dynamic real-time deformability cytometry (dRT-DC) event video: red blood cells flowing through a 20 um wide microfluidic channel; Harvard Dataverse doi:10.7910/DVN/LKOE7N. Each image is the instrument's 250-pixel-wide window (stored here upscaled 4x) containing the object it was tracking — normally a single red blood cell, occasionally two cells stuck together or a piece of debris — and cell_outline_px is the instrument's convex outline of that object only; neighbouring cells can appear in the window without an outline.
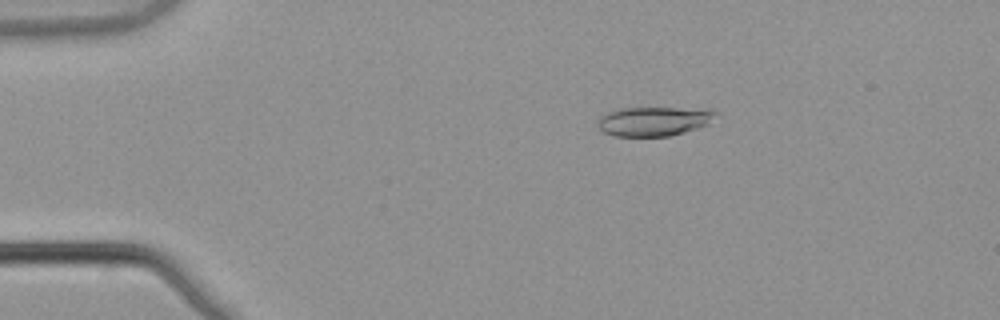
{"species": "common noctule bat (a hibernating species)", "species_latin": "Nyctalus noctula", "temperature_condition": "warm", "stored_images_in_passage": 7, "camera_frame_rate_fps": 3000, "um_per_image_px": 0.085, "animal": {"sex": "male", "body_mass_g": 21.5, "forearm_length_mm": 52.0}, "frame": {"image": 1, "passage_image": 2, "time_ms": 0.333, "image_size_px": [1000, 320], "cell_outline_px": [[716, 112], [704, 124], [696, 128], [684, 132], [668, 136], [616, 136], [604, 132], [596, 124], [596, 120], [600, 116], [608, 112], [620, 108], [712, 108]], "centroid_in_image_um": [55.5, 10.29], "position_along_channel_um": 29.5, "area_um2": 19.88}}
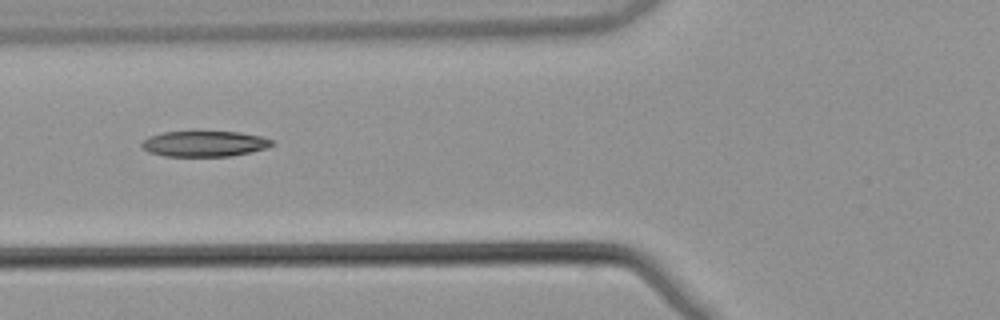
{"frame": {"image": 2, "passage_image": 5, "time_ms": 1.333, "image_size_px": [1000, 320], "cell_outline_px": [[276, 144], [264, 148], [248, 152], [228, 156], [164, 156], [148, 152], [140, 144], [148, 136], [164, 132], [192, 128], [196, 128], [240, 132], [260, 136], [272, 140]], "centroid_in_image_um": [17.32, 12.15], "position_along_channel_um": 108.5, "area_um2": 20.4}}
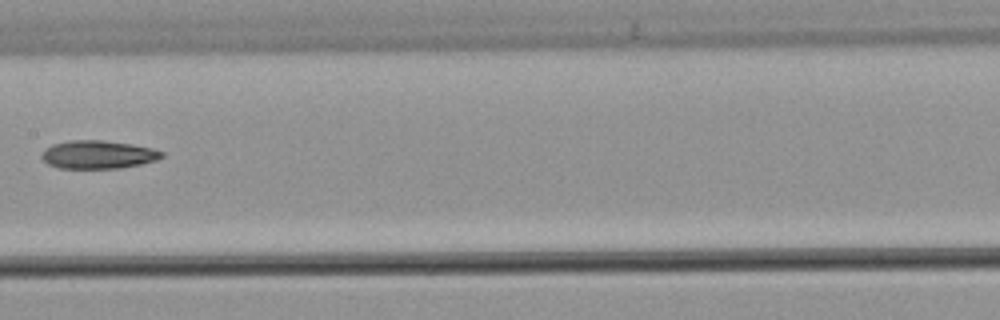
{"frame": {"image": 3, "passage_image": 7, "time_ms": 2.0, "image_size_px": [1000, 320], "cell_outline_px": [[164, 156], [156, 160], [140, 164], [120, 168], [60, 168], [48, 164], [40, 156], [44, 148], [52, 144], [68, 140], [100, 140], [132, 144], [152, 148], [164, 152]], "centroid_in_image_um": [8.31, 13.13], "position_along_channel_um": 199.1, "area_um2": 19.77}}